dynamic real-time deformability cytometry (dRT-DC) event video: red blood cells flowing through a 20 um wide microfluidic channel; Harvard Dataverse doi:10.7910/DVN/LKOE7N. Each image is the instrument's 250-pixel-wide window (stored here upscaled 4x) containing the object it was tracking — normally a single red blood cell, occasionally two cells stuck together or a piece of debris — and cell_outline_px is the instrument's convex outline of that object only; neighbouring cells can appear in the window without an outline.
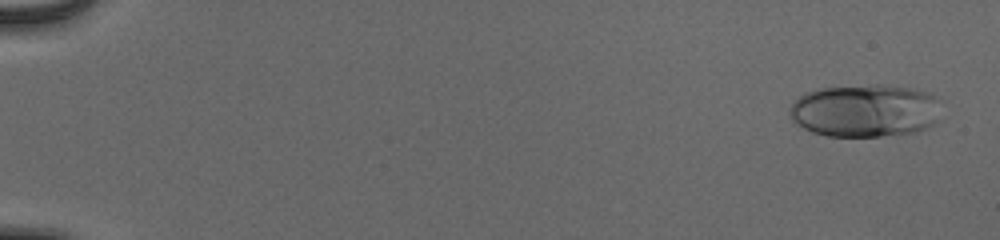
{"species": "human", "species_latin": "Homo sapiens", "temperature_condition": "cold", "stored_images_in_passage": 24, "camera_frame_rate_fps": 3000, "um_per_image_px": 0.085, "donor": {"sex": "male"}, "frame": {"image": 1, "passage_image": 3, "time_ms": 0.667, "image_size_px": [1000, 240], "cell_outline_px": [[936, 120], [932, 124], [916, 132], [880, 136], [828, 136], [812, 132], [796, 124], [788, 112], [792, 104], [800, 96], [808, 92], [824, 88], [876, 84], [880, 84], [912, 88], [936, 96]], "centroid_in_image_um": [73.48, 9.41], "position_along_channel_um": 11.5, "area_um2": 46.07}}